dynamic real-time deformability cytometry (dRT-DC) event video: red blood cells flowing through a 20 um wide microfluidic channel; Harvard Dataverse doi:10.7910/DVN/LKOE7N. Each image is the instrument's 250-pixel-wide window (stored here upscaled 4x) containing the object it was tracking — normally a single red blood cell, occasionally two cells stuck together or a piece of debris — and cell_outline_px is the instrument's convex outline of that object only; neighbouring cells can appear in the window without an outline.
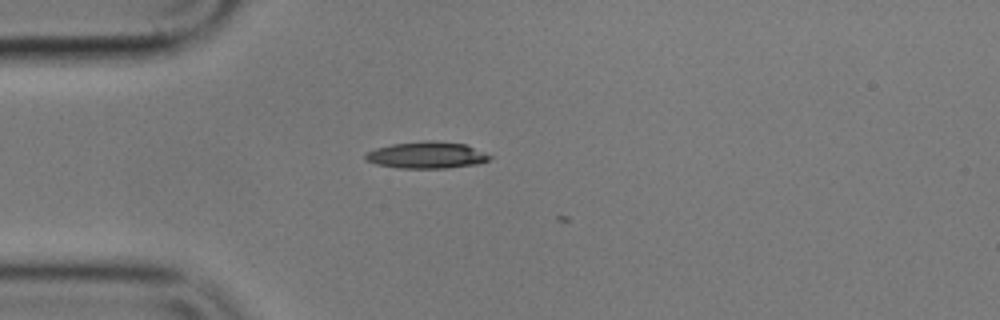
{"species": "common noctule bat (a hibernating species)", "species_latin": "Nyctalus noctula", "temperature_condition": "cold", "stored_images_in_passage": 2, "camera_frame_rate_fps": 3000, "um_per_image_px": 0.085, "animal": {"sex": "male", "body_mass_g": 17.9}, "frame": {"image": 1, "passage_image": 1, "time_ms": 0.0, "image_size_px": [1000, 320], "cell_outline_px": [[492, 156], [488, 160], [480, 164], [448, 168], [396, 168], [376, 164], [364, 160], [364, 156], [368, 152], [376, 148], [392, 144], [424, 140], [436, 140], [464, 144]], "centroid_in_image_um": [36.25, 13.19], "position_along_channel_um": 48.8, "area_um2": 19.42}}